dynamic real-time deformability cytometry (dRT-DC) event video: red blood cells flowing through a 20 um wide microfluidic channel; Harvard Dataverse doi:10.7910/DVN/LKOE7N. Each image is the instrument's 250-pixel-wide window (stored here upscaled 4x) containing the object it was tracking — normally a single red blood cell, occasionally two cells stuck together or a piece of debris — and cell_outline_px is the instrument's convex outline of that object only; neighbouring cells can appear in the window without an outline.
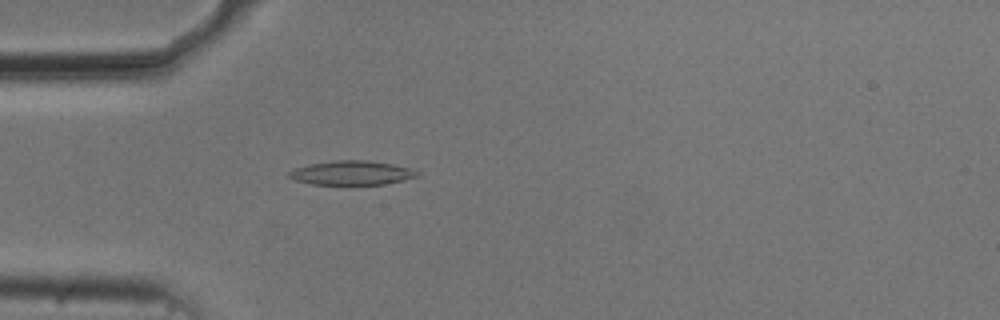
{"species": "common noctule bat (a hibernating species)", "species_latin": "Nyctalus noctula", "temperature_condition": "cold", "stored_images_in_passage": 47, "camera_frame_rate_fps": 3000, "um_per_image_px": 0.085, "animal": {"sex": "male", "body_mass_g": 20.5, "forearm_length_mm": 52.5}, "frame": {"image": 1, "passage_image": 9, "time_ms": 2.667, "image_size_px": [1000, 320], "cell_outline_px": [[420, 176], [384, 184], [312, 184], [292, 180], [288, 176], [288, 172], [296, 168], [308, 164], [332, 160], [368, 160], [392, 164], [408, 168], [420, 172]], "centroid_in_image_um": [29.86, 14.69], "position_along_channel_um": 55.1, "area_um2": 18.03}}
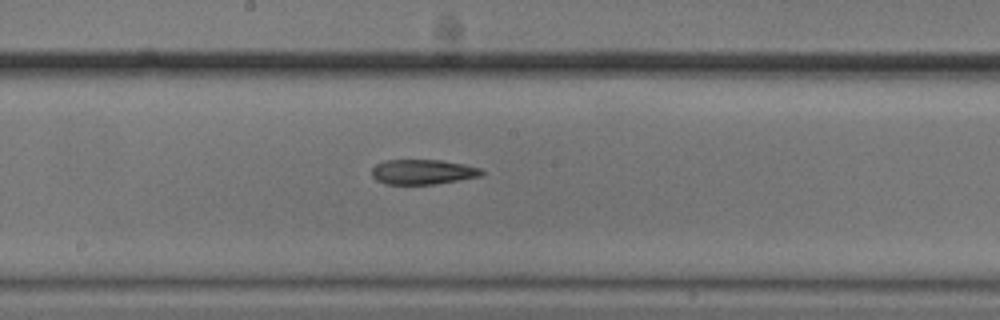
{"frame": {"image": 2, "passage_image": 22, "time_ms": 7.0, "image_size_px": [1000, 320], "cell_outline_px": [[484, 176], [436, 184], [384, 184], [376, 180], [372, 176], [372, 168], [376, 164], [384, 160], [440, 160], [464, 164], [480, 168], [484, 172]], "centroid_in_image_um": [35.95, 14.61], "position_along_channel_um": 212.3, "area_um2": 16.13}}
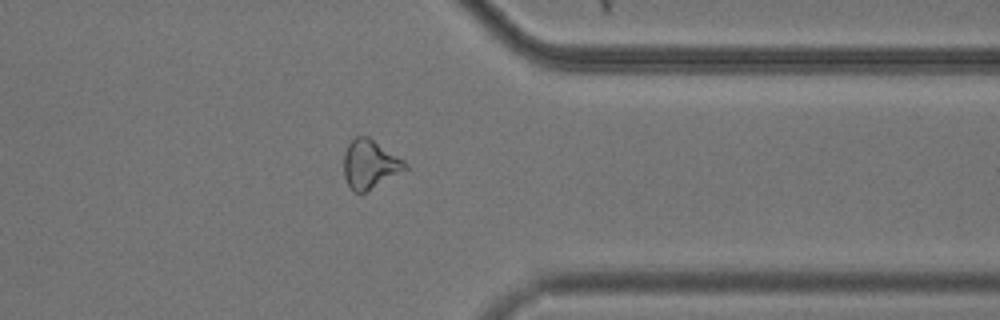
{"frame": {"image": 3, "passage_image": 36, "time_ms": 11.667, "image_size_px": [1000, 320], "cell_outline_px": [[408, 168], [364, 192], [356, 192], [348, 184], [344, 176], [344, 152], [348, 144], [356, 136], [368, 136], [404, 160], [408, 164]], "centroid_in_image_um": [31.43, 13.93], "position_along_channel_um": 380.0, "area_um2": 17.05}}